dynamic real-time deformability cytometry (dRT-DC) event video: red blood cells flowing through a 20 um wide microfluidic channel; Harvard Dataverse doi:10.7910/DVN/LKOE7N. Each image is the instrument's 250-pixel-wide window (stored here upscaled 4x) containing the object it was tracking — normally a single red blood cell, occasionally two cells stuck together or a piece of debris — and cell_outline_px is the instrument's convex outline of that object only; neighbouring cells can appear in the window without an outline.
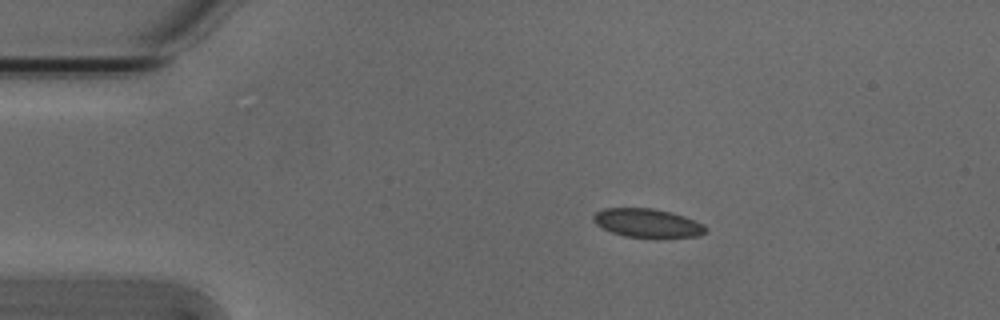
{"species": "Egyptian fruit bat (a non-hibernating species)", "species_latin": "Rousettus aegyptiacus", "temperature_condition": "cold", "stored_images_in_passage": 45, "camera_frame_rate_fps": 3000, "um_per_image_px": 0.085, "animal": {"sex": "male"}, "frame": {"image": 1, "passage_image": 1, "time_ms": 0.0, "image_size_px": [1000, 320], "cell_outline_px": [[708, 228], [700, 236], [624, 236], [612, 232], [596, 224], [592, 220], [592, 216], [596, 212], [604, 208], [652, 208], [672, 212], [684, 216], [704, 224]], "centroid_in_image_um": [55.01, 18.93], "position_along_channel_um": 30.0, "area_um2": 18.38}}
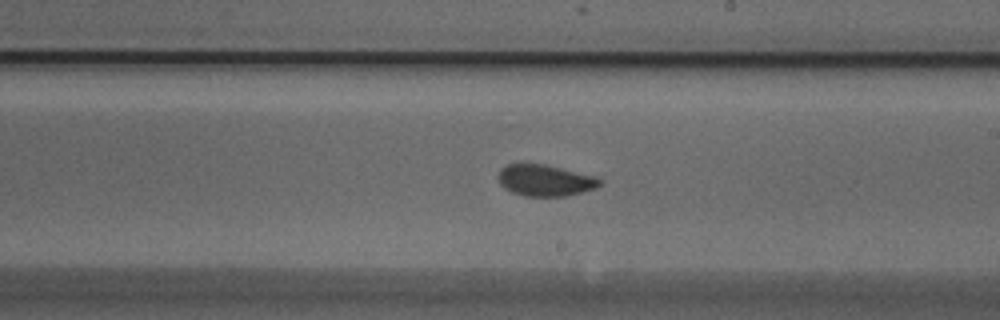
{"frame": {"image": 2, "passage_image": 22, "time_ms": 7.0, "image_size_px": [1000, 320], "cell_outline_px": [[600, 184], [596, 188], [564, 196], [524, 196], [512, 192], [504, 188], [500, 184], [500, 168], [508, 164], [544, 164], [596, 176], [600, 180]], "centroid_in_image_um": [46.33, 15.33], "position_along_channel_um": 242.7, "area_um2": 18.32}}
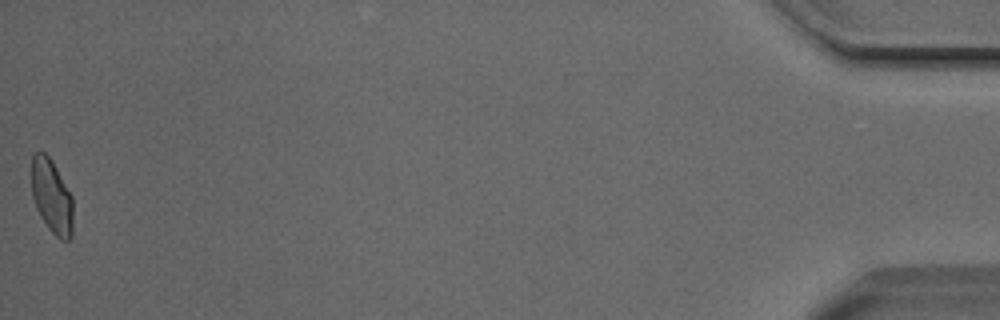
{"frame": {"image": 3, "passage_image": 45, "time_ms": 14.667, "image_size_px": [1000, 320], "cell_outline_px": [[72, 236], [68, 240], [60, 240], [48, 228], [40, 216], [36, 208], [32, 196], [32, 156], [36, 152], [44, 152], [52, 160], [72, 196]], "centroid_in_image_um": [4.39, 16.71], "position_along_channel_um": 430.8, "area_um2": 17.86}, "authors_computed_cell_mechanics": {"area_um2": 18.6116, "velocity_mm_per_s": 3.7935, "shape_relaxation_time_tau1_ms": 3.8329, "shape_relaxation_time_tau2_ms": 1.2024, "deformation_change_tau1": 0.0942, "deformation_change_tau2": 0.0521}}